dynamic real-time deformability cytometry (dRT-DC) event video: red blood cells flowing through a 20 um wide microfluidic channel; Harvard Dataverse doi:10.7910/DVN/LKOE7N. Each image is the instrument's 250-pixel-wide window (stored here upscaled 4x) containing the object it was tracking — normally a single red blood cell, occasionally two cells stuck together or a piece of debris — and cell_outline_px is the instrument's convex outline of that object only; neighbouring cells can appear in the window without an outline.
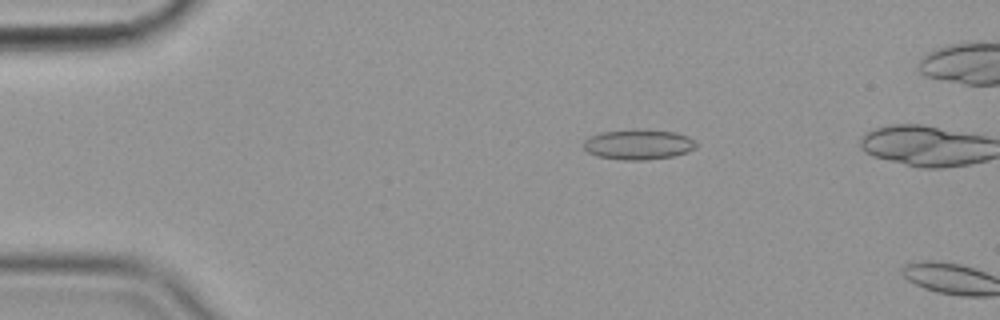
{"species": "common noctule bat (a hibernating species)", "species_latin": "Nyctalus noctula", "temperature_condition": "cold", "stored_images_in_passage": 13, "camera_frame_rate_fps": 3000, "um_per_image_px": 0.085, "animal": {"sex": "female", "body_mass_g": 19.9}, "frame": {"image": 1, "passage_image": 11, "time_ms": 3.333, "image_size_px": [1000, 320], "cell_outline_px": [[696, 148], [688, 152], [672, 156], [644, 160], [624, 160], [596, 156], [588, 152], [584, 148], [584, 140], [588, 136], [600, 132], [636, 128], [676, 132], [688, 136], [696, 144]], "centroid_in_image_um": [54.24, 12.26], "position_along_channel_um": 30.8, "area_um2": 20.06}}